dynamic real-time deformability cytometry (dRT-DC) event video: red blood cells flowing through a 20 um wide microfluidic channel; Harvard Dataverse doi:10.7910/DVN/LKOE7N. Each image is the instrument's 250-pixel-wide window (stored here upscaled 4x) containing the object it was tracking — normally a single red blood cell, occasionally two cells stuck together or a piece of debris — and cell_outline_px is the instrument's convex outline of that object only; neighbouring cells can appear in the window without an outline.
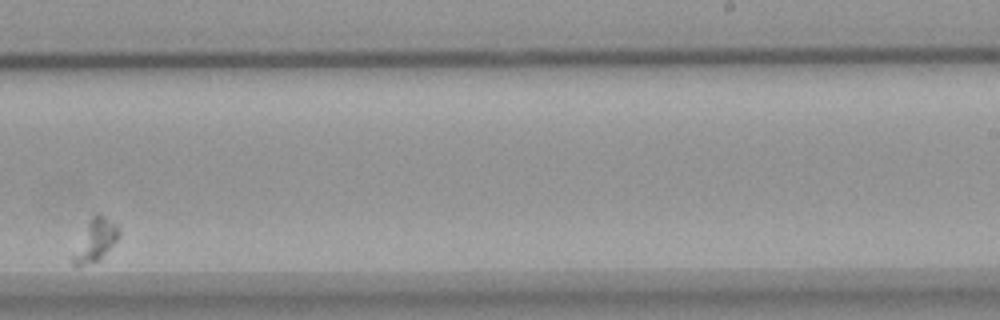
{"species": "common noctule bat (a hibernating species)", "species_latin": "Nyctalus noctula", "temperature_condition": "warm", "stored_images_in_passage": 9, "camera_frame_rate_fps": 3000, "um_per_image_px": 0.085, "animal": {"sex": "female", "body_mass_g": 18.4}, "frame": {"image": 1, "passage_image": 7, "time_ms": 8.0, "image_size_px": [1000, 320], "cell_outline_px": [[120, 236], [100, 260], [76, 268], [72, 264], [72, 256], [92, 216], [96, 212], [100, 212], [116, 224], [120, 232]], "centroid_in_image_um": [8.13, 20.44], "position_along_channel_um": 280.9, "area_um2": 11.1}}
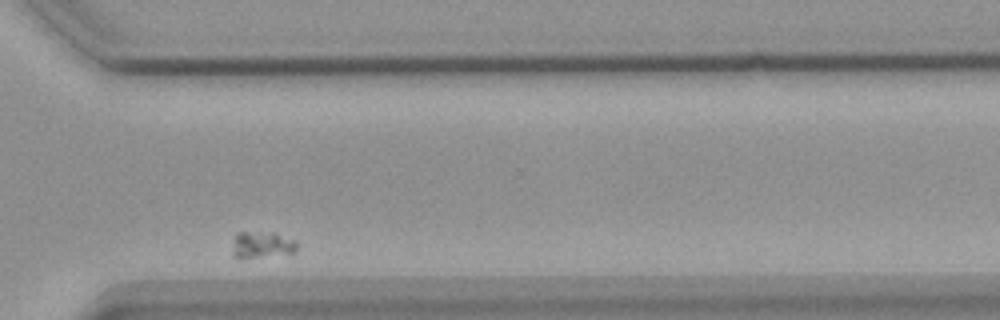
{"frame": {"image": 2, "passage_image": 9, "time_ms": 10.333, "image_size_px": [1000, 320], "cell_outline_px": [[296, 252], [292, 256], [232, 256], [232, 252], [236, 232], [276, 232], [296, 240]], "centroid_in_image_um": [22.38, 20.79], "position_along_channel_um": 348.2, "area_um2": 10.17}}